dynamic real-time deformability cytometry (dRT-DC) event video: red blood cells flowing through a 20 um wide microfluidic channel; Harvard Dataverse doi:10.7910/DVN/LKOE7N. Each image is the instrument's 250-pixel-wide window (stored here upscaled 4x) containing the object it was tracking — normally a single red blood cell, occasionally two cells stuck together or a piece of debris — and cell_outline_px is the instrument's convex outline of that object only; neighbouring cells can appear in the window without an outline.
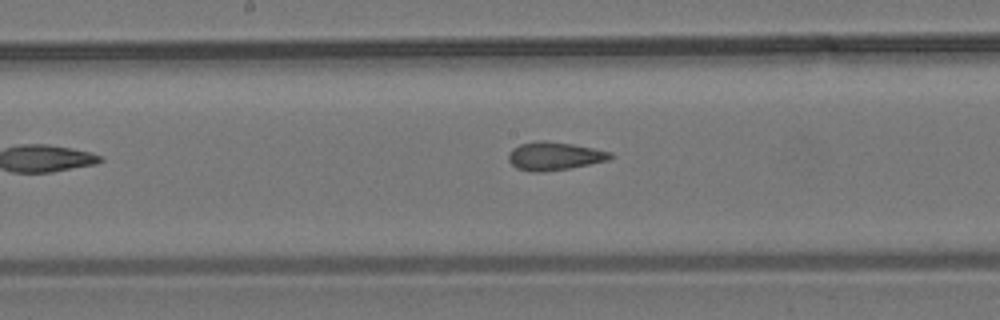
{"species": "common noctule bat (a hibernating species)", "species_latin": "Nyctalus noctula", "temperature_condition": "room temperature", "stored_images_in_passage": 8, "camera_frame_rate_fps": 3000, "um_per_image_px": 0.085, "animal": {"sex": "male", "body_mass_g": 19.2, "forearm_length_mm": 51.8}, "frame": {"image": 1, "passage_image": 7, "time_ms": 8.0, "image_size_px": [1000, 320], "cell_outline_px": [[612, 156], [608, 160], [568, 168], [544, 172], [532, 172], [516, 168], [508, 160], [508, 156], [512, 148], [520, 144], [540, 140], [544, 140], [572, 144], [612, 152]], "centroid_in_image_um": [47.08, 13.26], "position_along_channel_um": 201.1, "area_um2": 16.59}}
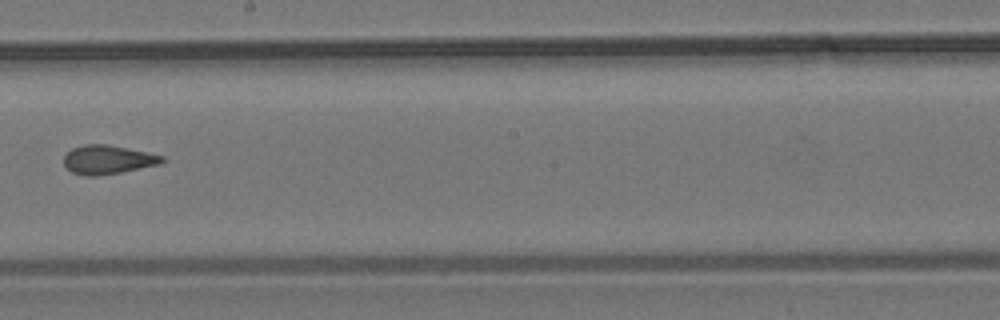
{"frame": {"image": 2, "passage_image": 8, "time_ms": 9.0, "image_size_px": [1000, 320], "cell_outline_px": [[168, 160], [160, 164], [120, 172], [96, 176], [84, 176], [72, 172], [64, 164], [64, 156], [72, 148], [84, 144], [108, 144], [128, 148], [164, 156]], "centroid_in_image_um": [9.18, 13.56], "position_along_channel_um": 239.0, "area_um2": 16.53}}